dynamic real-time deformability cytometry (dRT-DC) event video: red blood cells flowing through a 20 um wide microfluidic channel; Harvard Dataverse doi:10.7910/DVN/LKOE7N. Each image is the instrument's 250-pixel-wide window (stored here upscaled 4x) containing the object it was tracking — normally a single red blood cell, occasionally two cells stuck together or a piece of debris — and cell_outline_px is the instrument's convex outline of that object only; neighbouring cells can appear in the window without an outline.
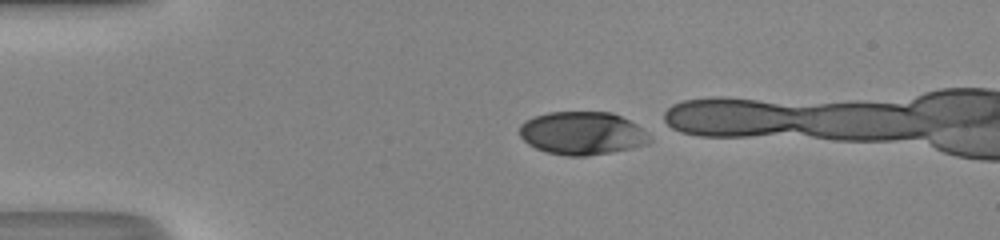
{"species": "human", "species_latin": "Homo sapiens", "temperature_condition": "room temperature", "stored_images_in_passage": 9, "camera_frame_rate_fps": 3000, "um_per_image_px": 0.085, "donor": {"sex": "male"}, "frame": {"image": 1, "passage_image": 1, "time_ms": 0.0, "image_size_px": [1000, 240], "cell_outline_px": [[652, 140], [648, 144], [632, 148], [588, 156], [568, 156], [544, 152], [528, 144], [520, 136], [520, 124], [524, 120], [548, 112], [612, 112], [636, 124], [648, 132]], "centroid_in_image_um": [49.49, 11.33], "position_along_channel_um": 35.5, "area_um2": 32.83}}
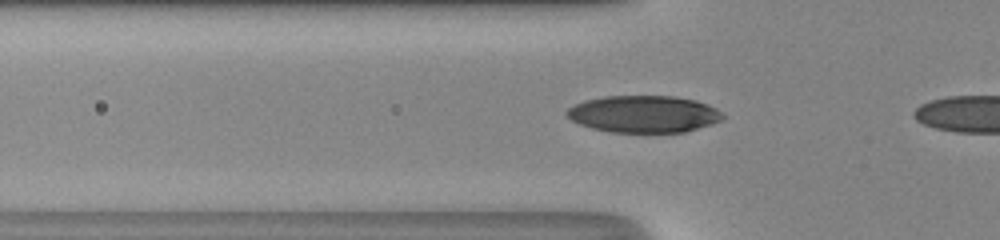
{"frame": {"image": 2, "passage_image": 7, "time_ms": 2.0, "image_size_px": [1000, 240], "cell_outline_px": [[724, 120], [712, 124], [684, 132], [612, 132], [592, 128], [580, 124], [572, 120], [564, 112], [568, 108], [584, 100], [604, 96], [672, 96], [696, 100], [708, 104], [716, 108], [724, 116]], "centroid_in_image_um": [54.73, 9.69], "position_along_channel_um": 71.1, "area_um2": 33.64}}